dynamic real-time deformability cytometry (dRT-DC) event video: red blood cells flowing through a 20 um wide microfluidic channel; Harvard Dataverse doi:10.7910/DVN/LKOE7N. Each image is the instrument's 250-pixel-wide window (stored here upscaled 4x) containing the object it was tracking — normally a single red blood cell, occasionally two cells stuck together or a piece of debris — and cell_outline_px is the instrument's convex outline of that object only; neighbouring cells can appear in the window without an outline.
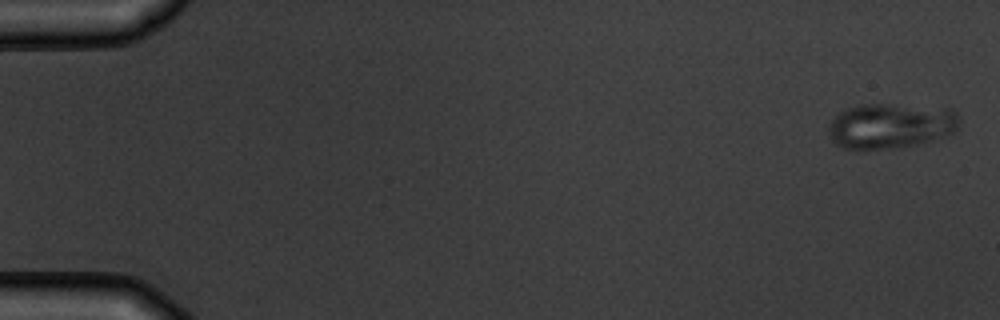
{"species": "common noctule bat (a hibernating species)", "species_latin": "Nyctalus noctula", "temperature_condition": "warm", "stored_images_in_passage": 5, "camera_frame_rate_fps": 3000, "um_per_image_px": 0.085, "animal": {"sex": "male", "body_mass_g": 19.5, "forearm_length_mm": 54.6}, "frame": {"image": 1, "passage_image": 1, "time_ms": 0.0, "image_size_px": [1000, 320], "cell_outline_px": [[960, 120], [956, 128], [952, 132], [944, 136], [932, 140], [900, 148], [864, 152], [844, 148], [836, 144], [832, 140], [828, 132], [828, 128], [832, 120], [844, 108], [860, 104], [888, 104], [952, 108], [956, 112]], "centroid_in_image_um": [75.67, 10.72], "position_along_channel_um": 9.3, "area_um2": 35.2}}